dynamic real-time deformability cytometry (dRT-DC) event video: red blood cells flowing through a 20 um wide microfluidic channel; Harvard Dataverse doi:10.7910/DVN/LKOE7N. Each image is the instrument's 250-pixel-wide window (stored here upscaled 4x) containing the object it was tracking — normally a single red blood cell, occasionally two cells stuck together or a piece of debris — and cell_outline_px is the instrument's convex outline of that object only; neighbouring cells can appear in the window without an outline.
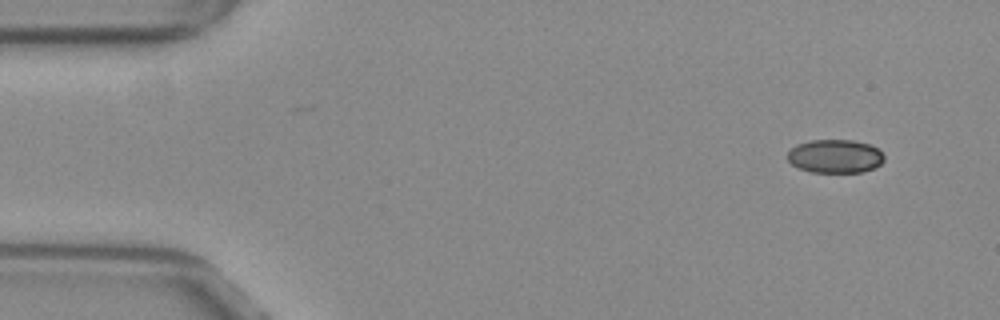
{"species": "common noctule bat (a hibernating species)", "species_latin": "Nyctalus noctula", "temperature_condition": "warm", "stored_images_in_passage": 50, "camera_frame_rate_fps": 3000, "um_per_image_px": 0.085, "animal": {"sex": "female", "body_mass_g": 29.2, "forearm_length_mm": 56.3}, "frame": {"image": 1, "passage_image": 1, "time_ms": 0.0, "image_size_px": [1000, 320], "cell_outline_px": [[884, 160], [876, 168], [860, 172], [812, 172], [800, 168], [792, 164], [788, 160], [788, 152], [796, 144], [812, 140], [852, 140], [868, 144], [876, 148], [884, 156]], "centroid_in_image_um": [70.98, 13.28], "position_along_channel_um": 14.0, "area_um2": 18.73}}
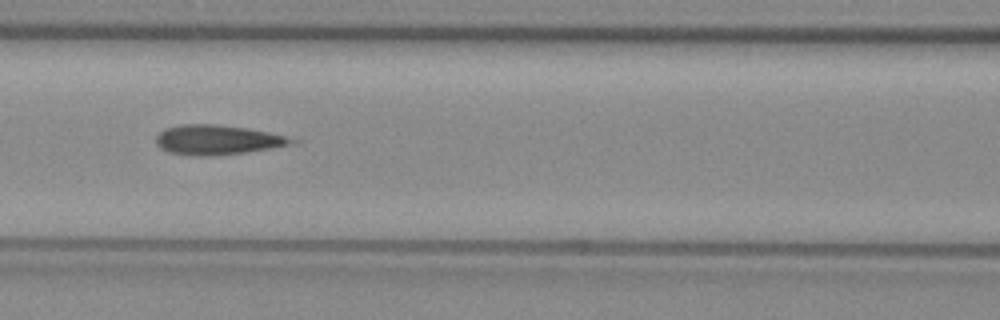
{"frame": {"image": 2, "passage_image": 20, "time_ms": 6.333, "image_size_px": [1000, 320], "cell_outline_px": [[300, 140], [296, 144], [244, 152], [212, 156], [192, 156], [168, 152], [160, 148], [156, 144], [156, 136], [164, 128], [180, 124], [216, 124], [244, 128], [268, 132]], "centroid_in_image_um": [18.45, 11.89], "position_along_channel_um": 148.2, "area_um2": 23.52}}
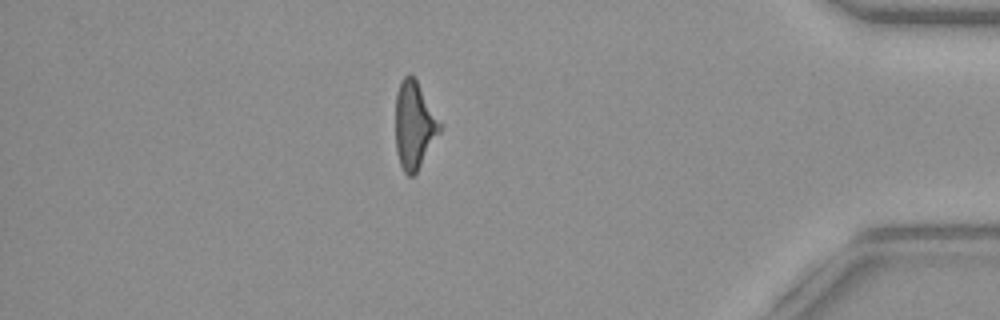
{"frame": {"image": 3, "passage_image": 43, "time_ms": 14.0, "image_size_px": [1000, 320], "cell_outline_px": [[440, 132], [416, 172], [412, 176], [408, 176], [404, 172], [400, 164], [396, 152], [396, 92], [400, 80], [408, 72], [416, 80], [440, 124]], "centroid_in_image_um": [35.16, 10.64], "position_along_channel_um": 400.0, "area_um2": 21.96}, "authors_computed_cell_mechanics": {"area_um2": 23.0333, "velocity_mm_per_s": 3.8557, "shape_relaxation_time_tau1_ms": 8.4901, "shape_relaxation_time_tau2_ms": 3.2104, "deformation_change_tau1": 0.12, "deformation_change_tau2": 0.1932}}